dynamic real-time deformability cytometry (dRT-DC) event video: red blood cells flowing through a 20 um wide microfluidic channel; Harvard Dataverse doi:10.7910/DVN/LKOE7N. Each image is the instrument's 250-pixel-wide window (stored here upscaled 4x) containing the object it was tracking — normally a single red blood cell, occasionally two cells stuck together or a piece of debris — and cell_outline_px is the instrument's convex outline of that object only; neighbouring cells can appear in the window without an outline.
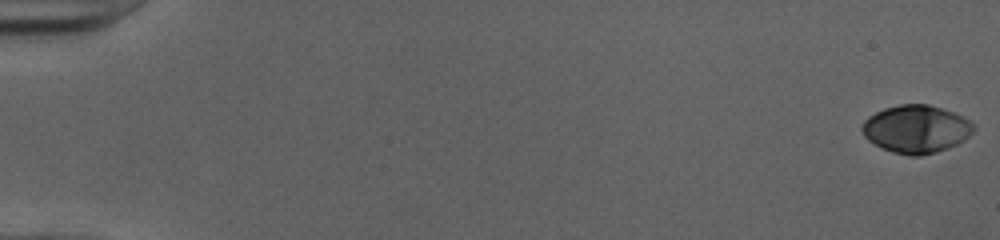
{"species": "human", "species_latin": "Homo sapiens", "temperature_condition": "cold", "stored_images_in_passage": 52, "camera_frame_rate_fps": 3000, "um_per_image_px": 0.085, "donor": {"sex": "female"}, "frame": {"image": 1, "passage_image": 1, "time_ms": 0.0, "image_size_px": [1000, 240], "cell_outline_px": [[976, 128], [964, 140], [948, 148], [936, 152], [920, 156], [908, 156], [892, 152], [868, 140], [864, 136], [860, 128], [864, 120], [868, 116], [884, 108], [900, 104], [928, 104], [956, 112], [964, 116]], "centroid_in_image_um": [77.87, 10.96], "position_along_channel_um": 7.1, "area_um2": 31.27}}
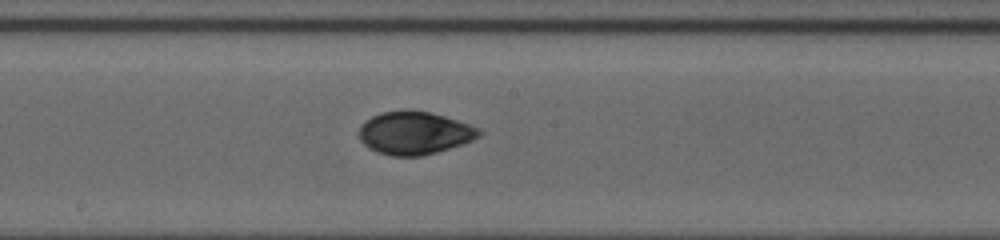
{"frame": {"image": 2, "passage_image": 30, "time_ms": 9.667, "image_size_px": [1000, 240], "cell_outline_px": [[484, 132], [480, 136], [464, 144], [436, 152], [420, 156], [392, 156], [376, 152], [368, 148], [360, 140], [360, 124], [364, 120], [380, 112], [404, 108], [408, 108], [432, 112], [480, 128]], "centroid_in_image_um": [35.22, 11.28], "position_along_channel_um": 213.0, "area_um2": 30.58}}
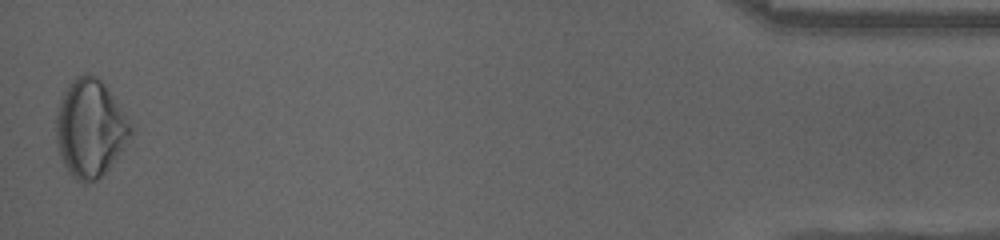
{"frame": {"image": 3, "passage_image": 52, "time_ms": 17.0, "image_size_px": [1000, 240], "cell_outline_px": [[132, 132], [120, 152], [112, 164], [96, 180], [84, 184], [76, 180], [68, 172], [60, 156], [56, 140], [56, 116], [60, 100], [68, 84], [76, 76], [84, 72], [96, 76], [108, 84], [132, 128]], "centroid_in_image_um": [7.65, 10.87], "position_along_channel_um": 427.6, "area_um2": 42.48}, "authors_computed_cell_mechanics": {"area_um2": 30.4317, "velocity_mm_per_s": 4.0274, "shape_relaxation_time_tau1_ms": 3.9078, "shape_relaxation_time_tau2_ms": 1.9419, "deformation_change_tau1": 0.1431, "deformation_change_tau2": 0.0439}}